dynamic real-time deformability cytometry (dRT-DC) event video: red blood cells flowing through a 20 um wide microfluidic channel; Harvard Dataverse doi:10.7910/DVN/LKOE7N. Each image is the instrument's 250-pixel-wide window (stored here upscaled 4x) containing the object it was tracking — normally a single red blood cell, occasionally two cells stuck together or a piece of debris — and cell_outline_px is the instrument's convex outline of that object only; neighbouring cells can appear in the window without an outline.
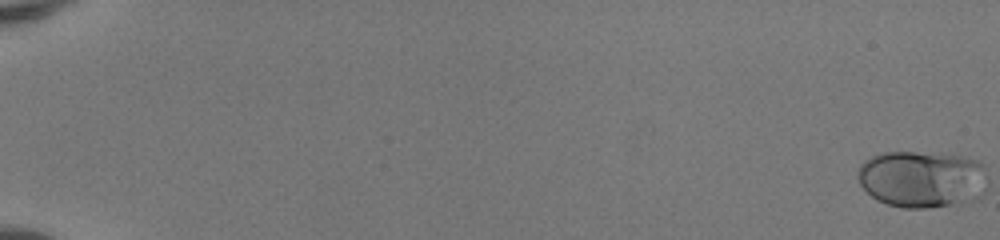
{"species": "human", "species_latin": "Homo sapiens", "temperature_condition": "room temperature", "stored_images_in_passage": 53, "camera_frame_rate_fps": 3000, "um_per_image_px": 0.085, "donor": {"sex": "female"}, "frame": {"image": 1, "passage_image": 1, "time_ms": 0.0, "image_size_px": [1000, 240], "cell_outline_px": [[984, 168], [964, 200], [948, 204], [924, 208], [904, 208], [888, 204], [876, 200], [860, 184], [856, 172], [860, 164], [864, 160], [872, 156], [884, 152], [940, 152], [964, 156], [980, 160], [984, 164]], "centroid_in_image_um": [78.11, 15.14], "position_along_channel_um": 6.9, "area_um2": 41.21}}
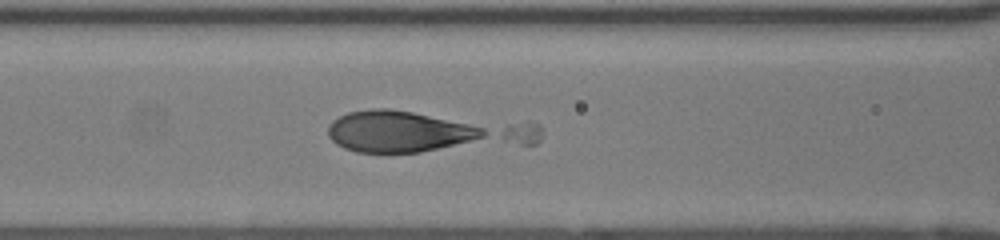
{"frame": {"image": 2, "passage_image": 26, "time_ms": 8.333, "image_size_px": [1000, 240], "cell_outline_px": [[540, 140], [536, 144], [420, 152], [356, 152], [344, 148], [336, 144], [328, 136], [328, 124], [332, 120], [348, 112], [372, 108], [388, 108], [540, 124]], "centroid_in_image_um": [36.15, 11.19], "position_along_channel_um": 130.4, "area_um2": 52.08}}
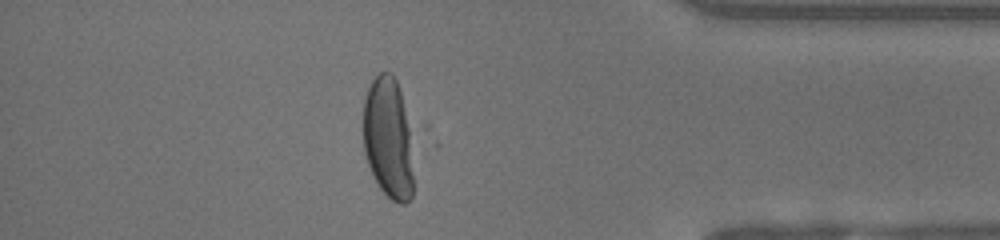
{"frame": {"image": 3, "passage_image": 47, "time_ms": 15.333, "image_size_px": [1000, 240], "cell_outline_px": [[412, 196], [404, 204], [400, 204], [392, 200], [380, 188], [368, 164], [364, 152], [364, 100], [368, 88], [372, 80], [380, 72], [392, 72], [396, 80], [412, 128]], "centroid_in_image_um": [33.02, 11.72], "position_along_channel_um": 402.2, "area_um2": 35.78}}